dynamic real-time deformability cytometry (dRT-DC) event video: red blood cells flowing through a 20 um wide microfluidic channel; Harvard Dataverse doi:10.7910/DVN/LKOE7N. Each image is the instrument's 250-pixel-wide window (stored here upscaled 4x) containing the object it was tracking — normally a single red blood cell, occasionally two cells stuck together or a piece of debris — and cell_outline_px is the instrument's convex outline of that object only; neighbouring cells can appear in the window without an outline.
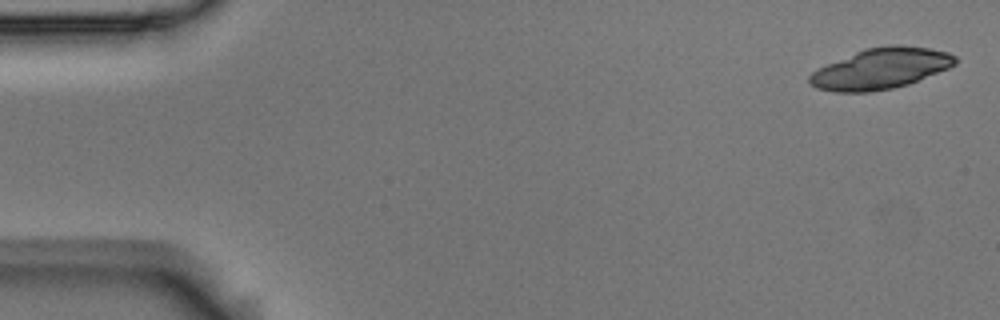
{"species": "Egyptian fruit bat (a non-hibernating species)", "species_latin": "Rousettus aegyptiacus", "temperature_condition": "room temperature", "stored_images_in_passage": 5, "camera_frame_rate_fps": 3000, "um_per_image_px": 0.085, "animal": {"sex": "male"}, "frame": {"image": 1, "passage_image": 1, "time_ms": 0.0, "image_size_px": [1000, 320], "cell_outline_px": [[956, 64], [948, 68], [908, 84], [892, 88], [872, 92], [832, 92], [816, 88], [808, 80], [808, 76], [812, 72], [828, 64], [856, 52], [868, 48], [892, 44], [896, 44], [928, 48], [948, 52], [956, 56]], "centroid_in_image_um": [74.87, 5.84], "position_along_channel_um": 10.1, "area_um2": 34.28}}